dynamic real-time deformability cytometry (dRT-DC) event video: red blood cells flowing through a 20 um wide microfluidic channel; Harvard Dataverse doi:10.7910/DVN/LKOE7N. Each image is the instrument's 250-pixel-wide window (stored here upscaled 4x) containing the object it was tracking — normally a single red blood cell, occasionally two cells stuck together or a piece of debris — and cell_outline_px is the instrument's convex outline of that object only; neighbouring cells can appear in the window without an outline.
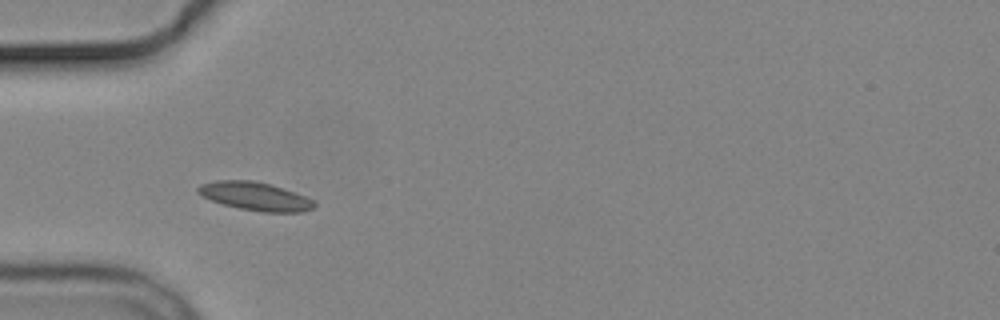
{"species": "common noctule bat (a hibernating species)", "species_latin": "Nyctalus noctula", "temperature_condition": "cold", "stored_images_in_passage": 7, "camera_frame_rate_fps": 3000, "um_per_image_px": 0.085, "animal": {"sex": "male", "body_mass_g": 19.2, "forearm_length_mm": 51.8}, "frame": {"image": 1, "passage_image": 4, "time_ms": 4.0, "image_size_px": [1000, 320], "cell_outline_px": [[316, 204], [312, 208], [304, 212], [260, 212], [240, 208], [224, 204], [200, 196], [196, 192], [196, 188], [200, 184], [216, 180], [256, 180], [272, 184], [296, 192], [316, 200]], "centroid_in_image_um": [21.71, 16.67], "position_along_channel_um": 63.3, "area_um2": 19.54}}
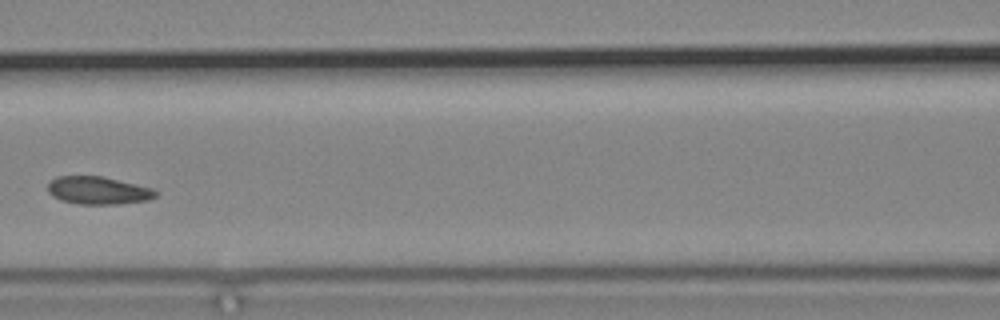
{"frame": {"image": 2, "passage_image": 6, "time_ms": 6.667, "image_size_px": [1000, 320], "cell_outline_px": [[160, 192], [156, 196], [148, 200], [120, 204], [80, 204], [60, 200], [52, 196], [48, 192], [48, 180], [56, 176], [104, 176], [152, 188]], "centroid_in_image_um": [8.33, 16.18], "position_along_channel_um": 158.3, "area_um2": 17.69}}
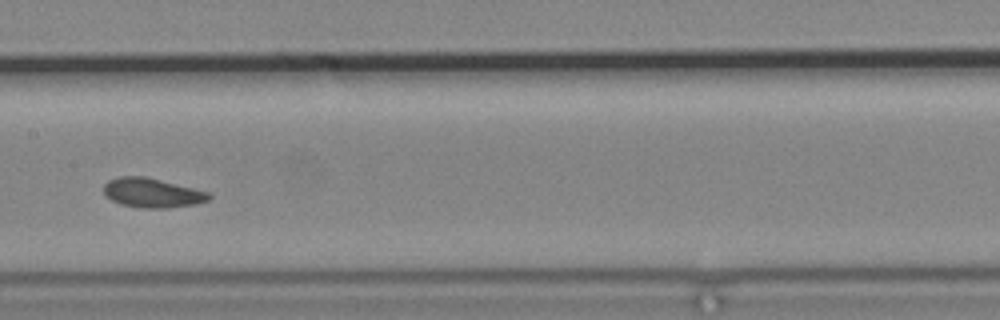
{"frame": {"image": 3, "passage_image": 7, "time_ms": 7.667, "image_size_px": [1000, 320], "cell_outline_px": [[212, 196], [208, 200], [196, 204], [164, 208], [140, 208], [120, 204], [104, 196], [104, 184], [108, 180], [120, 176], [148, 176], [208, 192]], "centroid_in_image_um": [12.9, 16.38], "position_along_channel_um": 194.5, "area_um2": 18.15}}